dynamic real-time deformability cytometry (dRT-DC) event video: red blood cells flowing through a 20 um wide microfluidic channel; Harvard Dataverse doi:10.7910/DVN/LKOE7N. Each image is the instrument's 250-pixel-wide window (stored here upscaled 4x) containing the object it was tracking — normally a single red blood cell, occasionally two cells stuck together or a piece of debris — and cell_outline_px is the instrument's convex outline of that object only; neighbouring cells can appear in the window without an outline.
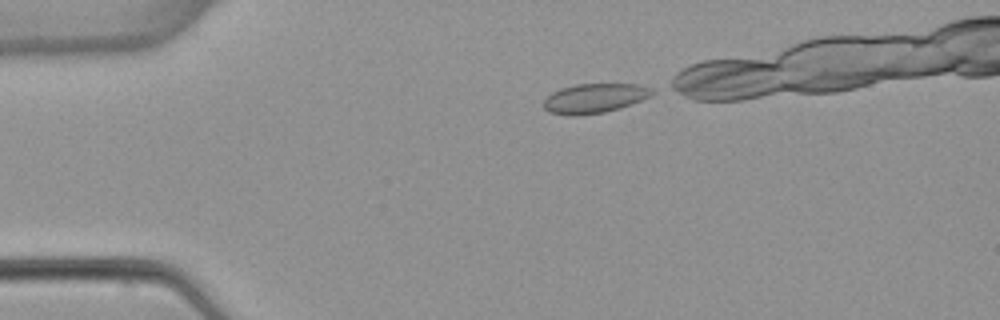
{"species": "common noctule bat (a hibernating species)", "species_latin": "Nyctalus noctula", "temperature_condition": "warm", "stored_images_in_passage": 6, "camera_frame_rate_fps": 3000, "um_per_image_px": 0.085, "animal": {"sex": "female", "body_mass_g": 22.7, "forearm_length_mm": 54.2}, "frame": {"image": 1, "passage_image": 1, "time_ms": 0.0, "image_size_px": [1000, 320], "cell_outline_px": [[656, 92], [652, 96], [632, 104], [620, 108], [604, 112], [580, 116], [568, 116], [548, 112], [544, 108], [544, 100], [552, 92], [560, 88], [576, 84], [640, 84], [652, 88]], "centroid_in_image_um": [50.55, 8.36], "position_along_channel_um": 34.4, "area_um2": 18.96}}